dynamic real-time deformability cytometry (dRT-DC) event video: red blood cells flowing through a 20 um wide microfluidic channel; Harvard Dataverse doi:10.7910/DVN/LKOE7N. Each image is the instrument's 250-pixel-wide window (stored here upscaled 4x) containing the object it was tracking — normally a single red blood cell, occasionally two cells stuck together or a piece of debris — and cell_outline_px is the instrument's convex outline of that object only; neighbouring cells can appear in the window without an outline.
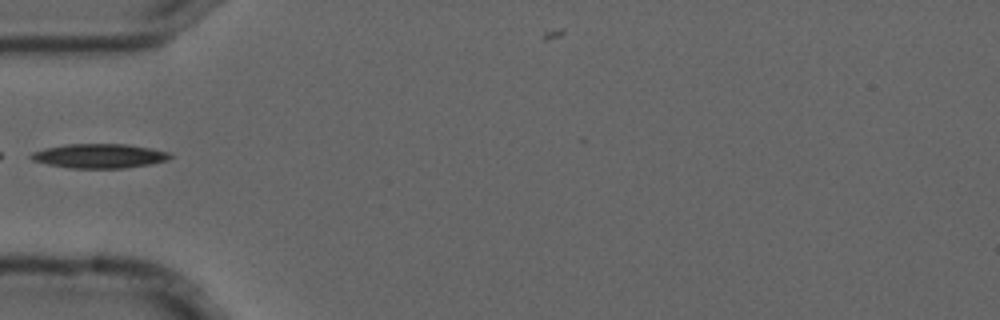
{"species": "common noctule bat (a hibernating species)", "species_latin": "Nyctalus noctula", "temperature_condition": "cold", "stored_images_in_passage": 5, "camera_frame_rate_fps": 3000, "um_per_image_px": 0.085, "animal": {"sex": "male", "forearm_length_mm": 52.5}, "frame": {"image": 1, "passage_image": 5, "time_ms": 1.333, "image_size_px": [1000, 320], "cell_outline_px": [[172, 156], [168, 160], [148, 164], [124, 168], [68, 168], [48, 164], [32, 160], [28, 156], [32, 152], [44, 148], [68, 144], [128, 144], [172, 152]], "centroid_in_image_um": [8.44, 13.25], "position_along_channel_um": 76.6, "area_um2": 19.77}}